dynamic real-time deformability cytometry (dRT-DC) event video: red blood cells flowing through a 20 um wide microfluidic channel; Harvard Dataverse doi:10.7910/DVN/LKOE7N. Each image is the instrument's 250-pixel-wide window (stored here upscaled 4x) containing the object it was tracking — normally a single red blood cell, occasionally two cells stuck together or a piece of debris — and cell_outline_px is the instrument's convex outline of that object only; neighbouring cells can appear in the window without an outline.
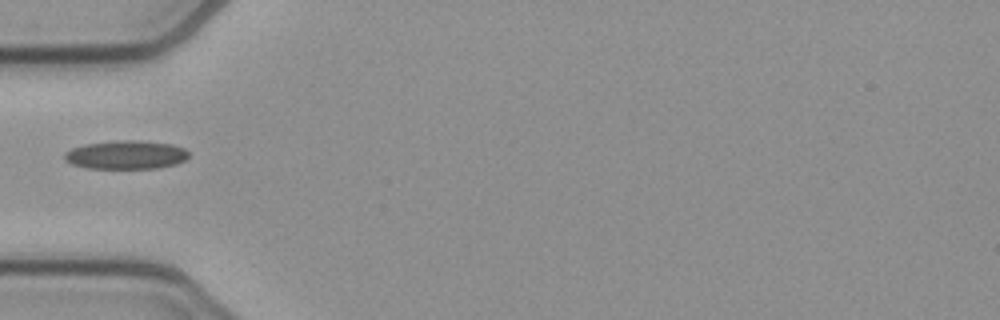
{"species": "common noctule bat (a hibernating species)", "species_latin": "Nyctalus noctula", "temperature_condition": "cold", "stored_images_in_passage": 36, "camera_frame_rate_fps": 3000, "um_per_image_px": 0.085, "animal": {"sex": "female", "body_mass_g": 21.9}, "frame": {"image": 1, "passage_image": 1, "time_ms": 0.0, "image_size_px": [1000, 320], "cell_outline_px": [[188, 156], [184, 160], [176, 164], [156, 168], [88, 168], [72, 164], [64, 160], [64, 152], [72, 148], [84, 144], [116, 140], [136, 140], [172, 144], [184, 148], [188, 152]], "centroid_in_image_um": [10.68, 13.15], "position_along_channel_um": 74.3, "area_um2": 20.69}}
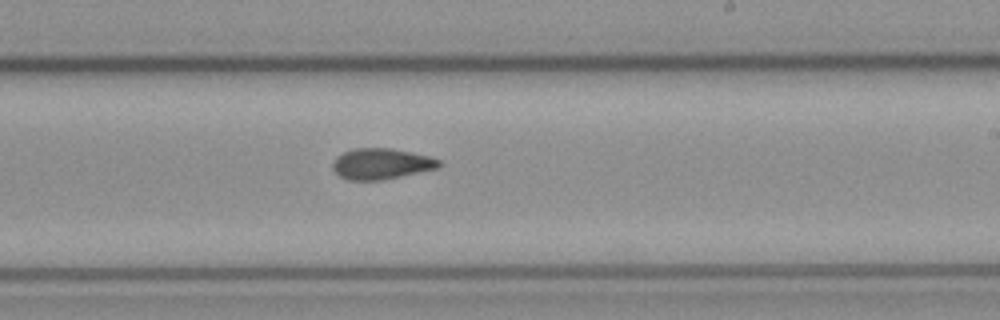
{"frame": {"image": 2, "passage_image": 15, "time_ms": 4.667, "image_size_px": [1000, 320], "cell_outline_px": [[444, 164], [436, 168], [384, 180], [348, 180], [340, 176], [332, 168], [332, 164], [336, 156], [352, 148], [392, 148], [412, 152], [428, 156], [440, 160]], "centroid_in_image_um": [32.4, 13.92], "position_along_channel_um": 256.6, "area_um2": 19.19}}
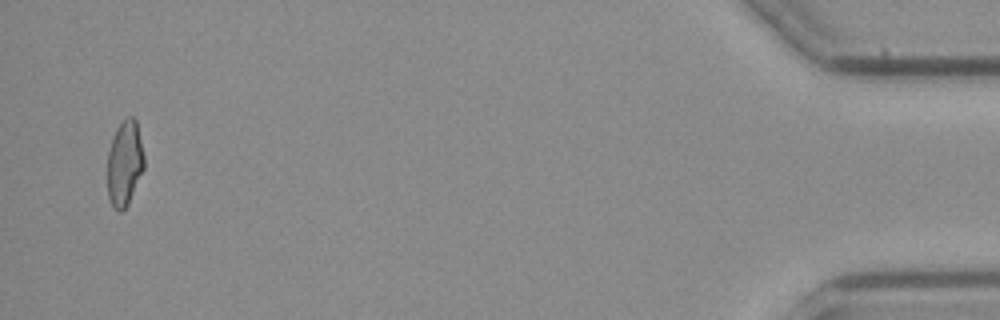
{"frame": {"image": 3, "passage_image": 35, "time_ms": 11.333, "image_size_px": [1000, 320], "cell_outline_px": [[144, 168], [128, 204], [120, 212], [112, 208], [108, 196], [108, 152], [116, 128], [128, 116], [132, 116], [136, 120], [144, 156]], "centroid_in_image_um": [10.59, 13.9], "position_along_channel_um": 424.6, "area_um2": 18.09}}